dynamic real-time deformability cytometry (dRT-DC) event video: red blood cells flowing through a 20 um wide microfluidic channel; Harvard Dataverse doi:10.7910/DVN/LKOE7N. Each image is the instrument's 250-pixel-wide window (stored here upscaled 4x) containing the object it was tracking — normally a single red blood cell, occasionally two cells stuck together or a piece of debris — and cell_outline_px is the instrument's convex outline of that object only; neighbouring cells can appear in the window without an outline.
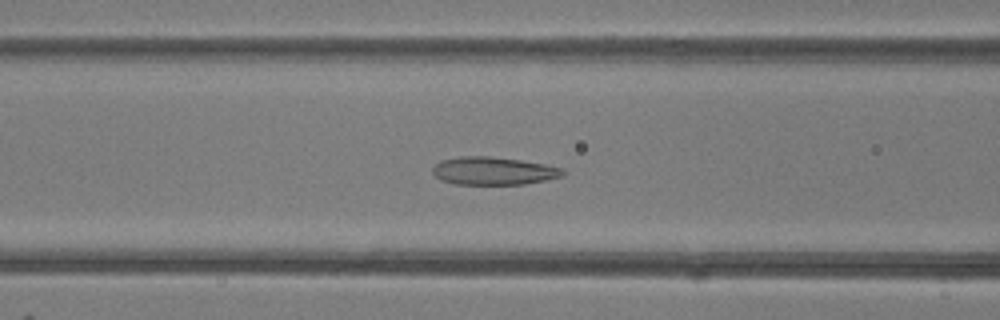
{"species": "common noctule bat (a hibernating species)", "species_latin": "Nyctalus noctula", "temperature_condition": "room temperature", "stored_images_in_passage": 49, "camera_frame_rate_fps": 3000, "um_per_image_px": 0.085, "animal": {"sex": "female"}, "frame": {"image": 1, "passage_image": 20, "time_ms": 6.333, "image_size_px": [1000, 320], "cell_outline_px": [[564, 176], [524, 184], [456, 184], [440, 180], [432, 172], [432, 168], [440, 160], [460, 156], [492, 156], [520, 160], [544, 164], [564, 168]], "centroid_in_image_um": [41.93, 14.52], "position_along_channel_um": 124.7, "area_um2": 21.21}}
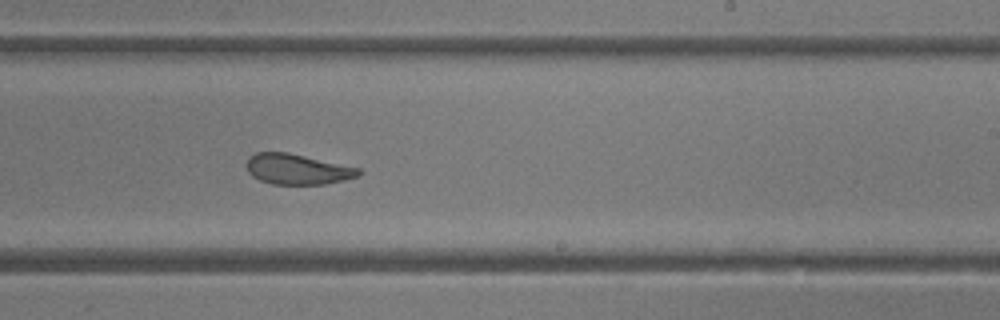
{"frame": {"image": 2, "passage_image": 30, "time_ms": 9.667, "image_size_px": [1000, 320], "cell_outline_px": [[364, 172], [356, 176], [344, 180], [324, 184], [272, 184], [260, 180], [252, 176], [248, 172], [248, 156], [256, 152], [288, 152], [360, 168]], "centroid_in_image_um": [25.28, 14.38], "position_along_channel_um": 263.7, "area_um2": 19.83}}
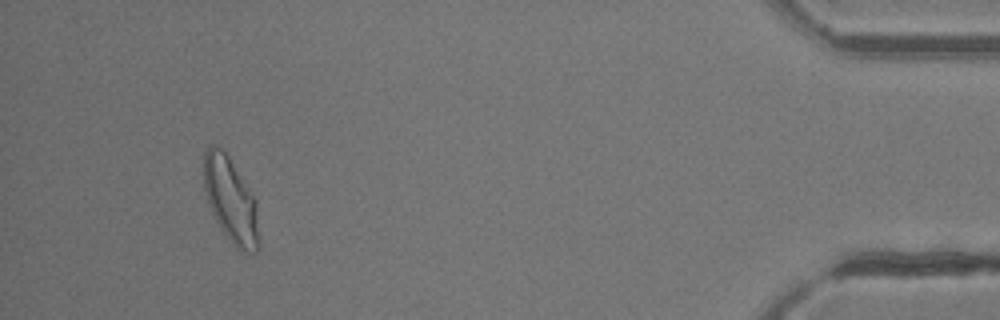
{"frame": {"image": 3, "passage_image": 46, "time_ms": 15.0, "image_size_px": [1000, 320], "cell_outline_px": [[260, 244], [256, 252], [244, 252], [236, 248], [232, 244], [216, 220], [212, 212], [204, 188], [204, 152], [208, 144], [216, 144], [228, 156], [256, 200]], "centroid_in_image_um": [19.62, 17.02], "position_along_channel_um": 415.6, "area_um2": 27.17}, "authors_computed_cell_mechanics": {"area_um2": 23.698, "velocity_mm_per_s": 4.1817, "shape_relaxation_time_tau1_ms": null, "shape_relaxation_time_tau2_ms": 1.0732, "deformation_change_tau1": null, "deformation_change_tau2": 0.0827}}